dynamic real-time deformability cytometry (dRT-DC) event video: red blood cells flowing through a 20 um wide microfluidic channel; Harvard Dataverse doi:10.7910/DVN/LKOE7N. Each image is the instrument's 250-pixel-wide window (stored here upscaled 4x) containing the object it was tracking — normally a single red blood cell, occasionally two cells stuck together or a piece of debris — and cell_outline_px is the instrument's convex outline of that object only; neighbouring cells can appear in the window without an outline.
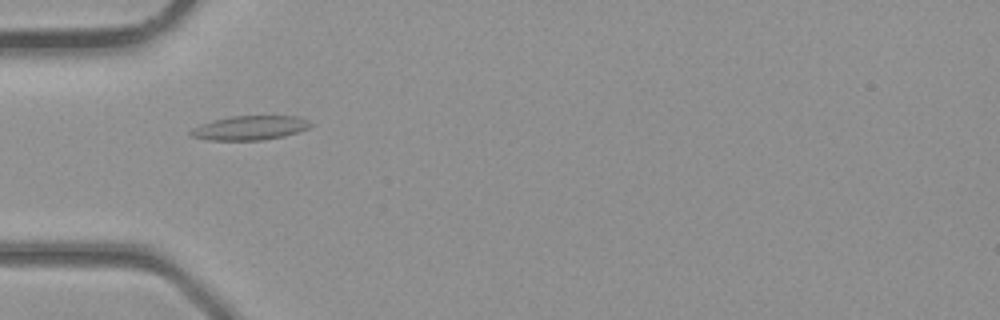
{"species": "common noctule bat (a hibernating species)", "species_latin": "Nyctalus noctula", "temperature_condition": "room temperature", "stored_images_in_passage": 30, "camera_frame_rate_fps": 3000, "um_per_image_px": 0.085, "animal": {"sex": "male", "body_mass_g": 23.1, "forearm_length_mm": 52.7}, "frame": {"image": 1, "passage_image": 4, "time_ms": 1.0, "image_size_px": [1000, 320], "cell_outline_px": [[312, 124], [308, 128], [284, 136], [264, 140], [208, 140], [192, 136], [188, 132], [192, 128], [212, 120], [232, 116], [296, 116], [308, 120]], "centroid_in_image_um": [21.22, 10.87], "position_along_channel_um": 63.8, "area_um2": 16.82}}
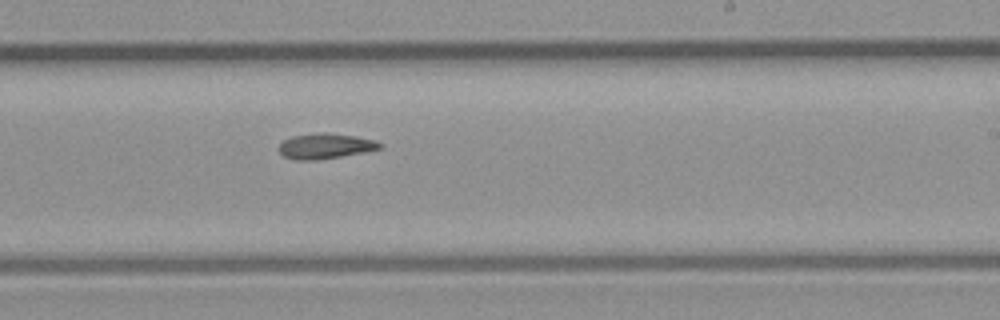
{"frame": {"image": 2, "passage_image": 15, "time_ms": 4.667, "image_size_px": [1000, 320], "cell_outline_px": [[384, 144], [380, 148], [340, 156], [316, 160], [296, 160], [284, 156], [276, 148], [284, 140], [292, 136], [324, 132], [328, 132], [356, 136], [372, 140]], "centroid_in_image_um": [27.59, 12.41], "position_along_channel_um": 261.4, "area_um2": 14.68}}
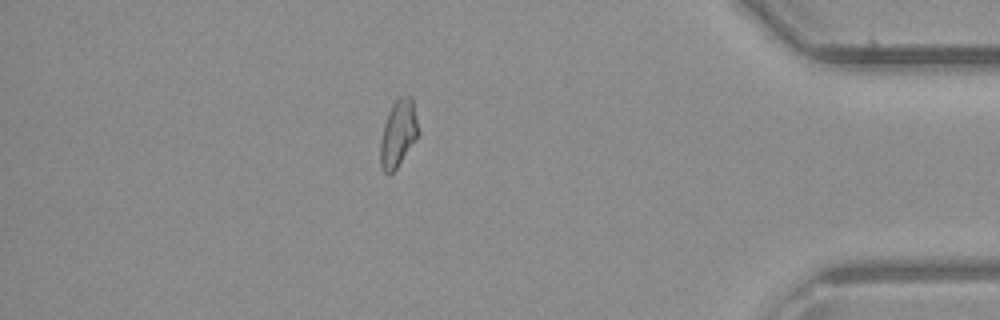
{"frame": {"image": 3, "passage_image": 25, "time_ms": 8.0, "image_size_px": [1000, 320], "cell_outline_px": [[420, 132], [396, 168], [388, 176], [384, 172], [380, 164], [380, 140], [384, 124], [388, 112], [392, 104], [400, 96], [412, 96]], "centroid_in_image_um": [33.84, 11.32], "position_along_channel_um": 401.4, "area_um2": 14.8}}